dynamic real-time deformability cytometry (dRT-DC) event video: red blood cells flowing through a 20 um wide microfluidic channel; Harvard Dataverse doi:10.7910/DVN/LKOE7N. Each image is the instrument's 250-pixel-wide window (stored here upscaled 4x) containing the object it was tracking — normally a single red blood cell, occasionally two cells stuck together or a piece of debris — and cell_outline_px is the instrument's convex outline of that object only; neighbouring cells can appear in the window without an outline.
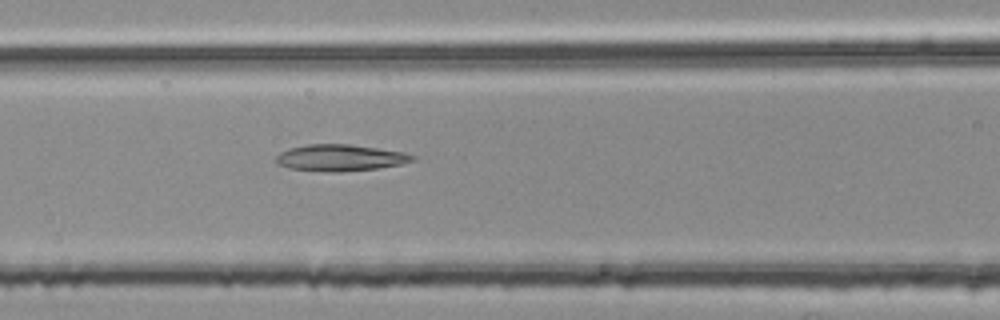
{"species": "common noctule bat (a hibernating species)", "species_latin": "Nyctalus noctula", "temperature_condition": "room temperature", "stored_images_in_passage": 5, "camera_frame_rate_fps": 3000, "um_per_image_px": 0.085, "animal": {"sex": "female", "body_mass_g": 25.1}, "frame": {"image": 1, "passage_image": 5, "time_ms": 1.333, "image_size_px": [1000, 320], "cell_outline_px": [[416, 160], [400, 164], [380, 168], [336, 172], [328, 172], [288, 168], [276, 164], [272, 160], [280, 152], [288, 148], [308, 144], [348, 144], [404, 152], [416, 156]], "centroid_in_image_um": [28.87, 13.41], "position_along_channel_um": 137.7, "area_um2": 21.27}}